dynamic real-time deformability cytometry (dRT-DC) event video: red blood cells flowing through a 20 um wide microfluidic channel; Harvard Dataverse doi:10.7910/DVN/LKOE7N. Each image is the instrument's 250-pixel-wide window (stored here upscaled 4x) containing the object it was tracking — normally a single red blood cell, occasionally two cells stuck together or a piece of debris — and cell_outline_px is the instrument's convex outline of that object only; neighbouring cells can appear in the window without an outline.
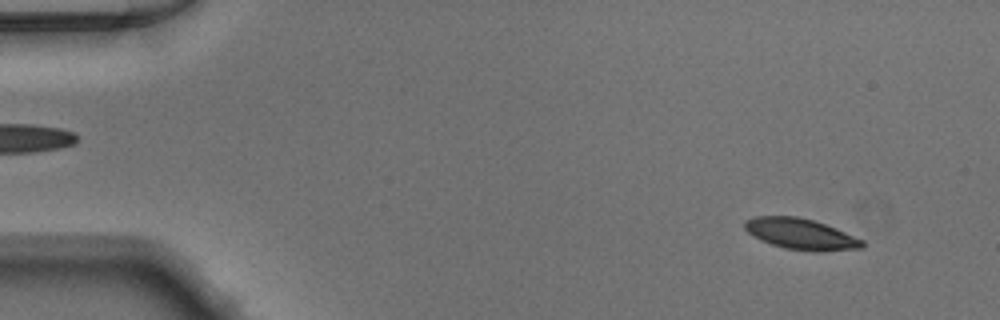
{"species": "Egyptian fruit bat (a non-hibernating species)", "species_latin": "Rousettus aegyptiacus", "temperature_condition": "warm", "stored_images_in_passage": 49, "camera_frame_rate_fps": 3000, "um_per_image_px": 0.085, "animal": {"sex": "male"}, "frame": {"image": 1, "passage_image": 4, "time_ms": 1.0, "image_size_px": [1000, 320], "cell_outline_px": [[864, 248], [784, 248], [760, 240], [748, 232], [744, 228], [744, 220], [756, 216], [796, 216], [812, 220], [836, 228], [864, 240]], "centroid_in_image_um": [67.97, 19.82], "position_along_channel_um": 17.0, "area_um2": 20.06}}
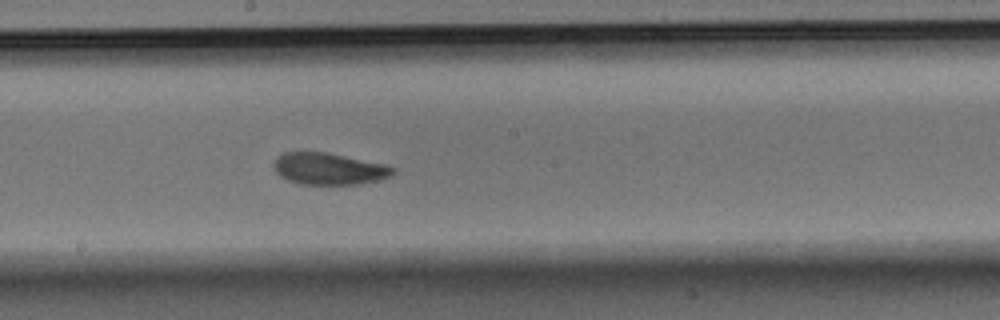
{"frame": {"image": 2, "passage_image": 27, "time_ms": 8.667, "image_size_px": [1000, 320], "cell_outline_px": [[396, 172], [392, 176], [380, 180], [360, 184], [300, 184], [288, 180], [280, 176], [276, 172], [276, 160], [284, 152], [324, 152], [388, 164], [396, 168]], "centroid_in_image_um": [28.06, 14.35], "position_along_channel_um": 220.1, "area_um2": 22.02}}
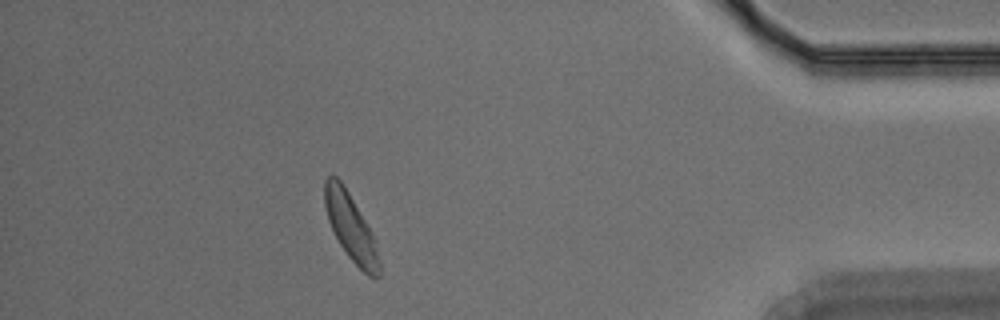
{"frame": {"image": 3, "passage_image": 44, "time_ms": 14.333, "image_size_px": [1000, 320], "cell_outline_px": [[380, 276], [376, 280], [368, 276], [348, 256], [340, 244], [328, 220], [324, 204], [324, 180], [332, 172], [340, 180], [348, 192], [376, 240], [380, 260]], "centroid_in_image_um": [29.83, 19.33], "position_along_channel_um": 405.4, "area_um2": 21.21}}